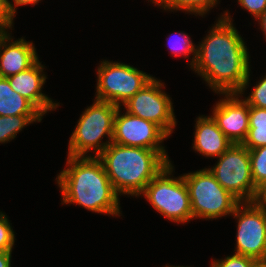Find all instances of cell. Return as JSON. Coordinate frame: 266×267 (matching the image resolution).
I'll use <instances>...</instances> for the list:
<instances>
[{"instance_id":"cell-1","label":"cell","mask_w":266,"mask_h":267,"mask_svg":"<svg viewBox=\"0 0 266 267\" xmlns=\"http://www.w3.org/2000/svg\"><path fill=\"white\" fill-rule=\"evenodd\" d=\"M248 50L227 10L197 45L196 61L191 69L214 93H238L243 97L250 81Z\"/></svg>"},{"instance_id":"cell-2","label":"cell","mask_w":266,"mask_h":267,"mask_svg":"<svg viewBox=\"0 0 266 267\" xmlns=\"http://www.w3.org/2000/svg\"><path fill=\"white\" fill-rule=\"evenodd\" d=\"M66 167L56 177L61 204H77L88 211L121 216L120 198L101 161L95 156H68Z\"/></svg>"},{"instance_id":"cell-3","label":"cell","mask_w":266,"mask_h":267,"mask_svg":"<svg viewBox=\"0 0 266 267\" xmlns=\"http://www.w3.org/2000/svg\"><path fill=\"white\" fill-rule=\"evenodd\" d=\"M118 195L139 197L168 161L158 150L111 142L98 156Z\"/></svg>"},{"instance_id":"cell-4","label":"cell","mask_w":266,"mask_h":267,"mask_svg":"<svg viewBox=\"0 0 266 267\" xmlns=\"http://www.w3.org/2000/svg\"><path fill=\"white\" fill-rule=\"evenodd\" d=\"M118 106L101 100H94L81 114L68 143L67 156L97 157L111 142L114 132V118ZM107 136V141H101Z\"/></svg>"},{"instance_id":"cell-5","label":"cell","mask_w":266,"mask_h":267,"mask_svg":"<svg viewBox=\"0 0 266 267\" xmlns=\"http://www.w3.org/2000/svg\"><path fill=\"white\" fill-rule=\"evenodd\" d=\"M173 171L170 161L146 185L140 196H145L153 209L171 222L188 223L193 220L188 187L183 175L173 177Z\"/></svg>"},{"instance_id":"cell-6","label":"cell","mask_w":266,"mask_h":267,"mask_svg":"<svg viewBox=\"0 0 266 267\" xmlns=\"http://www.w3.org/2000/svg\"><path fill=\"white\" fill-rule=\"evenodd\" d=\"M188 187L193 219L232 215L240 201L225 190L208 168L183 175Z\"/></svg>"},{"instance_id":"cell-7","label":"cell","mask_w":266,"mask_h":267,"mask_svg":"<svg viewBox=\"0 0 266 267\" xmlns=\"http://www.w3.org/2000/svg\"><path fill=\"white\" fill-rule=\"evenodd\" d=\"M153 78L131 65L103 60L97 69L95 99L121 107Z\"/></svg>"},{"instance_id":"cell-8","label":"cell","mask_w":266,"mask_h":267,"mask_svg":"<svg viewBox=\"0 0 266 267\" xmlns=\"http://www.w3.org/2000/svg\"><path fill=\"white\" fill-rule=\"evenodd\" d=\"M217 161L208 168L216 181L240 202H253L258 188L252 178L249 149L232 144Z\"/></svg>"},{"instance_id":"cell-9","label":"cell","mask_w":266,"mask_h":267,"mask_svg":"<svg viewBox=\"0 0 266 267\" xmlns=\"http://www.w3.org/2000/svg\"><path fill=\"white\" fill-rule=\"evenodd\" d=\"M231 216L238 223L234 253L266 260V205L240 202Z\"/></svg>"},{"instance_id":"cell-10","label":"cell","mask_w":266,"mask_h":267,"mask_svg":"<svg viewBox=\"0 0 266 267\" xmlns=\"http://www.w3.org/2000/svg\"><path fill=\"white\" fill-rule=\"evenodd\" d=\"M165 84L153 78L123 106L126 112L158 125L169 137L176 127L172 98L162 90Z\"/></svg>"},{"instance_id":"cell-11","label":"cell","mask_w":266,"mask_h":267,"mask_svg":"<svg viewBox=\"0 0 266 267\" xmlns=\"http://www.w3.org/2000/svg\"><path fill=\"white\" fill-rule=\"evenodd\" d=\"M119 107L114 118L112 142L132 147L158 150L168 161L165 147L161 144L169 136L155 123L122 111Z\"/></svg>"},{"instance_id":"cell-12","label":"cell","mask_w":266,"mask_h":267,"mask_svg":"<svg viewBox=\"0 0 266 267\" xmlns=\"http://www.w3.org/2000/svg\"><path fill=\"white\" fill-rule=\"evenodd\" d=\"M222 95L224 98L214 105L211 116L233 144H242L249 131V105L238 93Z\"/></svg>"},{"instance_id":"cell-13","label":"cell","mask_w":266,"mask_h":267,"mask_svg":"<svg viewBox=\"0 0 266 267\" xmlns=\"http://www.w3.org/2000/svg\"><path fill=\"white\" fill-rule=\"evenodd\" d=\"M13 40L8 29L0 32V77L8 78L26 71L39 60L32 41L23 37Z\"/></svg>"},{"instance_id":"cell-14","label":"cell","mask_w":266,"mask_h":267,"mask_svg":"<svg viewBox=\"0 0 266 267\" xmlns=\"http://www.w3.org/2000/svg\"><path fill=\"white\" fill-rule=\"evenodd\" d=\"M44 66L38 60L26 71L8 77L13 91L29 100L43 115L48 111L56 110L60 106L46 94L42 93L47 76L44 74Z\"/></svg>"},{"instance_id":"cell-15","label":"cell","mask_w":266,"mask_h":267,"mask_svg":"<svg viewBox=\"0 0 266 267\" xmlns=\"http://www.w3.org/2000/svg\"><path fill=\"white\" fill-rule=\"evenodd\" d=\"M193 149L202 156L218 158L233 143L219 129L212 116H198L195 121Z\"/></svg>"},{"instance_id":"cell-16","label":"cell","mask_w":266,"mask_h":267,"mask_svg":"<svg viewBox=\"0 0 266 267\" xmlns=\"http://www.w3.org/2000/svg\"><path fill=\"white\" fill-rule=\"evenodd\" d=\"M43 115L29 100L12 90L7 78L0 77V116Z\"/></svg>"},{"instance_id":"cell-17","label":"cell","mask_w":266,"mask_h":267,"mask_svg":"<svg viewBox=\"0 0 266 267\" xmlns=\"http://www.w3.org/2000/svg\"><path fill=\"white\" fill-rule=\"evenodd\" d=\"M246 148L266 146V109L249 106V131L242 143Z\"/></svg>"},{"instance_id":"cell-18","label":"cell","mask_w":266,"mask_h":267,"mask_svg":"<svg viewBox=\"0 0 266 267\" xmlns=\"http://www.w3.org/2000/svg\"><path fill=\"white\" fill-rule=\"evenodd\" d=\"M43 115L0 116V143L10 142L31 123L41 122Z\"/></svg>"},{"instance_id":"cell-19","label":"cell","mask_w":266,"mask_h":267,"mask_svg":"<svg viewBox=\"0 0 266 267\" xmlns=\"http://www.w3.org/2000/svg\"><path fill=\"white\" fill-rule=\"evenodd\" d=\"M218 0H160L156 5L161 6L164 10L185 11L186 14H195L203 17L208 14L210 9L214 8Z\"/></svg>"},{"instance_id":"cell-20","label":"cell","mask_w":266,"mask_h":267,"mask_svg":"<svg viewBox=\"0 0 266 267\" xmlns=\"http://www.w3.org/2000/svg\"><path fill=\"white\" fill-rule=\"evenodd\" d=\"M172 34L170 35L175 36V38L169 35L167 39L170 52L176 57L183 56V58L185 57L187 59L190 58L189 55H192L190 64H188L192 68L196 61L197 46L189 38L190 35L184 32H175Z\"/></svg>"},{"instance_id":"cell-21","label":"cell","mask_w":266,"mask_h":267,"mask_svg":"<svg viewBox=\"0 0 266 267\" xmlns=\"http://www.w3.org/2000/svg\"><path fill=\"white\" fill-rule=\"evenodd\" d=\"M252 178L258 188L266 180V146L249 150Z\"/></svg>"},{"instance_id":"cell-22","label":"cell","mask_w":266,"mask_h":267,"mask_svg":"<svg viewBox=\"0 0 266 267\" xmlns=\"http://www.w3.org/2000/svg\"><path fill=\"white\" fill-rule=\"evenodd\" d=\"M15 239V232L7 215L0 211V251H12Z\"/></svg>"},{"instance_id":"cell-23","label":"cell","mask_w":266,"mask_h":267,"mask_svg":"<svg viewBox=\"0 0 266 267\" xmlns=\"http://www.w3.org/2000/svg\"><path fill=\"white\" fill-rule=\"evenodd\" d=\"M256 83L252 92L244 100L249 106L266 109V74Z\"/></svg>"},{"instance_id":"cell-24","label":"cell","mask_w":266,"mask_h":267,"mask_svg":"<svg viewBox=\"0 0 266 267\" xmlns=\"http://www.w3.org/2000/svg\"><path fill=\"white\" fill-rule=\"evenodd\" d=\"M255 261L252 257L234 253L232 256L225 257V259H212L211 265L213 267H251Z\"/></svg>"},{"instance_id":"cell-25","label":"cell","mask_w":266,"mask_h":267,"mask_svg":"<svg viewBox=\"0 0 266 267\" xmlns=\"http://www.w3.org/2000/svg\"><path fill=\"white\" fill-rule=\"evenodd\" d=\"M242 9L248 11L255 21L266 10V0H237Z\"/></svg>"},{"instance_id":"cell-26","label":"cell","mask_w":266,"mask_h":267,"mask_svg":"<svg viewBox=\"0 0 266 267\" xmlns=\"http://www.w3.org/2000/svg\"><path fill=\"white\" fill-rule=\"evenodd\" d=\"M14 18L10 15L6 0H0V27L2 29H11Z\"/></svg>"},{"instance_id":"cell-27","label":"cell","mask_w":266,"mask_h":267,"mask_svg":"<svg viewBox=\"0 0 266 267\" xmlns=\"http://www.w3.org/2000/svg\"><path fill=\"white\" fill-rule=\"evenodd\" d=\"M12 1L10 2L9 0H6L7 7H8V10L10 12V15L13 18H15L14 16L16 14V9L18 8V6H24V5L26 6L28 4H31V5L35 6L41 0H12Z\"/></svg>"},{"instance_id":"cell-28","label":"cell","mask_w":266,"mask_h":267,"mask_svg":"<svg viewBox=\"0 0 266 267\" xmlns=\"http://www.w3.org/2000/svg\"><path fill=\"white\" fill-rule=\"evenodd\" d=\"M254 202L266 205V180L258 187Z\"/></svg>"},{"instance_id":"cell-29","label":"cell","mask_w":266,"mask_h":267,"mask_svg":"<svg viewBox=\"0 0 266 267\" xmlns=\"http://www.w3.org/2000/svg\"><path fill=\"white\" fill-rule=\"evenodd\" d=\"M12 251H0V267H11Z\"/></svg>"},{"instance_id":"cell-30","label":"cell","mask_w":266,"mask_h":267,"mask_svg":"<svg viewBox=\"0 0 266 267\" xmlns=\"http://www.w3.org/2000/svg\"><path fill=\"white\" fill-rule=\"evenodd\" d=\"M257 21L259 22L260 28L263 31V33L265 35V40H266V10L257 19Z\"/></svg>"},{"instance_id":"cell-31","label":"cell","mask_w":266,"mask_h":267,"mask_svg":"<svg viewBox=\"0 0 266 267\" xmlns=\"http://www.w3.org/2000/svg\"><path fill=\"white\" fill-rule=\"evenodd\" d=\"M251 267H266V260H256Z\"/></svg>"},{"instance_id":"cell-32","label":"cell","mask_w":266,"mask_h":267,"mask_svg":"<svg viewBox=\"0 0 266 267\" xmlns=\"http://www.w3.org/2000/svg\"><path fill=\"white\" fill-rule=\"evenodd\" d=\"M165 267H185V266H170V265H166ZM186 267H190V266H186ZM210 267H213L212 265Z\"/></svg>"},{"instance_id":"cell-33","label":"cell","mask_w":266,"mask_h":267,"mask_svg":"<svg viewBox=\"0 0 266 267\" xmlns=\"http://www.w3.org/2000/svg\"><path fill=\"white\" fill-rule=\"evenodd\" d=\"M149 1V0H148ZM160 0H150V2H152L153 4H157Z\"/></svg>"}]
</instances>
